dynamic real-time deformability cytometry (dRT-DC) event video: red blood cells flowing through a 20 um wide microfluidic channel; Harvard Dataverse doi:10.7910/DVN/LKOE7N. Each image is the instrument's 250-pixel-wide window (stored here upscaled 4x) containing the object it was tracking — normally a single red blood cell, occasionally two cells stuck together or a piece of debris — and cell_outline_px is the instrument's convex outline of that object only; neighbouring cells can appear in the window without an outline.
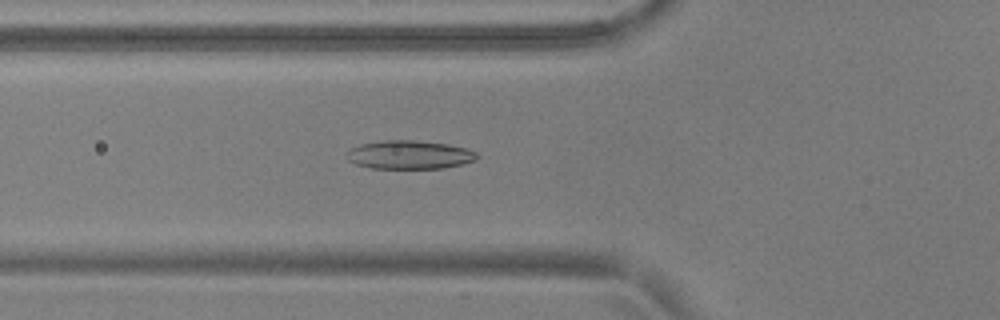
{"species": "common noctule bat (a hibernating species)", "species_latin": "Nyctalus noctula", "temperature_condition": "warm", "stored_images_in_passage": 37, "camera_frame_rate_fps": 3000, "um_per_image_px": 0.085, "animal": {"sex": "male", "body_mass_g": 17.9, "forearm_length_mm": 54.2}, "frame": {"image": 1, "passage_image": 3, "time_ms": 0.667, "image_size_px": [1000, 320], "cell_outline_px": [[480, 156], [476, 160], [444, 168], [372, 168], [356, 164], [348, 160], [348, 152], [352, 148], [360, 144], [384, 140], [412, 140], [448, 144], [468, 148], [476, 152]], "centroid_in_image_um": [34.84, 13.15], "position_along_channel_um": 91.0, "area_um2": 21.56}}
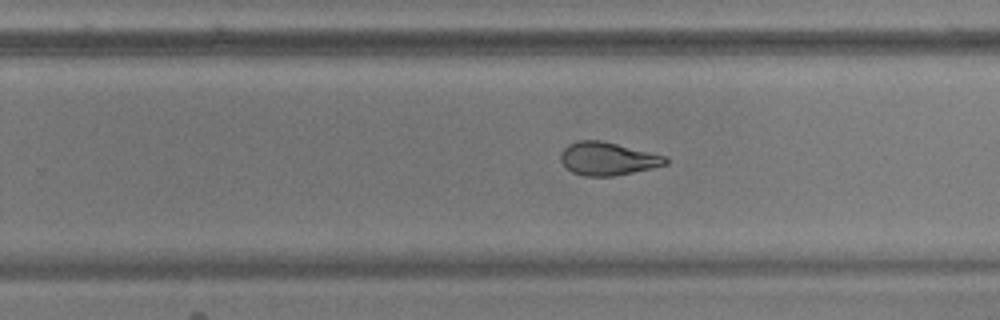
{"frame": {"image": 2, "passage_image": 18, "time_ms": 5.667, "image_size_px": [1000, 320], "cell_outline_px": [[668, 164], [652, 168], [612, 176], [584, 176], [572, 172], [560, 160], [560, 152], [568, 144], [576, 140], [600, 140], [668, 156]], "centroid_in_image_um": [51.65, 13.48], "position_along_channel_um": 278.1, "area_um2": 20.23}}
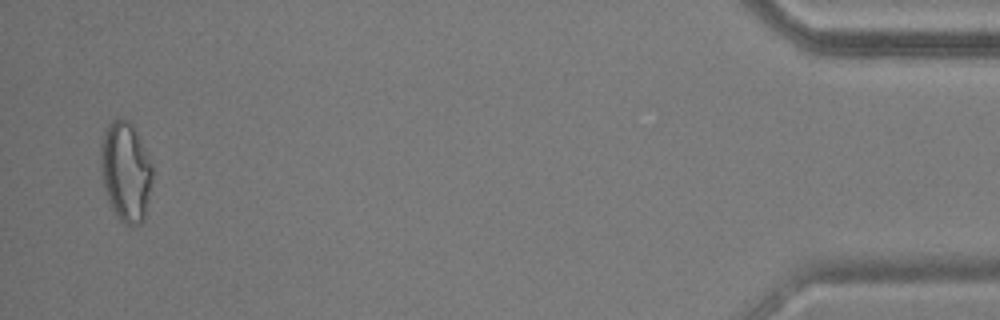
{"frame": {"image": 3, "passage_image": 36, "time_ms": 11.667, "image_size_px": [1000, 320], "cell_outline_px": [[152, 180], [144, 220], [140, 224], [128, 228], [120, 220], [112, 208], [108, 200], [104, 188], [100, 164], [100, 148], [104, 132], [108, 124], [112, 120], [128, 120], [132, 124], [152, 164]], "centroid_in_image_um": [10.68, 14.63], "position_along_channel_um": 424.5, "area_um2": 30.0}, "authors_computed_cell_mechanics": {"area_um2": 21.097, "velocity_mm_per_s": 3.7281, "shape_relaxation_time_tau1_ms": 7.1113, "shape_relaxation_time_tau2_ms": 1.6846, "deformation_change_tau1": 0.2106, "deformation_change_tau2": 0.084}}